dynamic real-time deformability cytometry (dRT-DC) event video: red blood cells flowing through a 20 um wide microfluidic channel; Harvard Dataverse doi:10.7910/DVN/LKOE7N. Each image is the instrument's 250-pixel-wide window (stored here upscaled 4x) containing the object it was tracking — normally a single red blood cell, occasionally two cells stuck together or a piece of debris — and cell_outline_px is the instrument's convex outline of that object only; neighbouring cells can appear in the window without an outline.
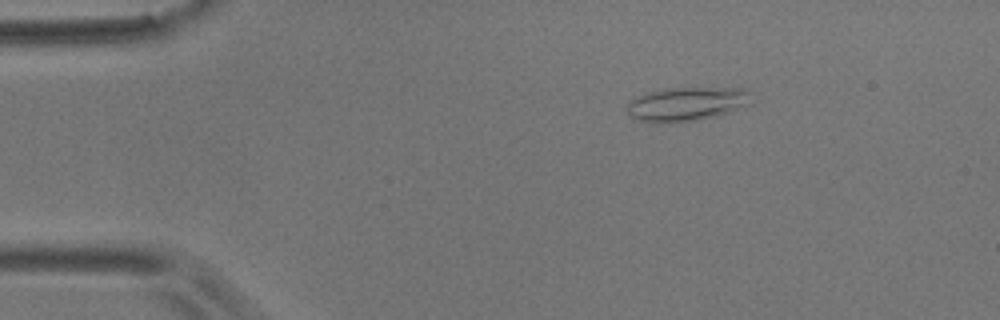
{"species": "common noctule bat (a hibernating species)", "species_latin": "Nyctalus noctula", "temperature_condition": "room temperature", "stored_images_in_passage": 4, "camera_frame_rate_fps": 3000, "um_per_image_px": 0.085, "animal": {"sex": "male", "body_mass_g": 17.9}, "frame": {"image": 1, "passage_image": 3, "time_ms": 0.667, "image_size_px": [1000, 320], "cell_outline_px": [[752, 92], [748, 104], [728, 112], [716, 116], [696, 120], [656, 124], [636, 120], [628, 116], [628, 100], [636, 96], [648, 92], [668, 88], [740, 88]], "centroid_in_image_um": [58.29, 8.85], "position_along_channel_um": 26.7, "area_um2": 24.68}}